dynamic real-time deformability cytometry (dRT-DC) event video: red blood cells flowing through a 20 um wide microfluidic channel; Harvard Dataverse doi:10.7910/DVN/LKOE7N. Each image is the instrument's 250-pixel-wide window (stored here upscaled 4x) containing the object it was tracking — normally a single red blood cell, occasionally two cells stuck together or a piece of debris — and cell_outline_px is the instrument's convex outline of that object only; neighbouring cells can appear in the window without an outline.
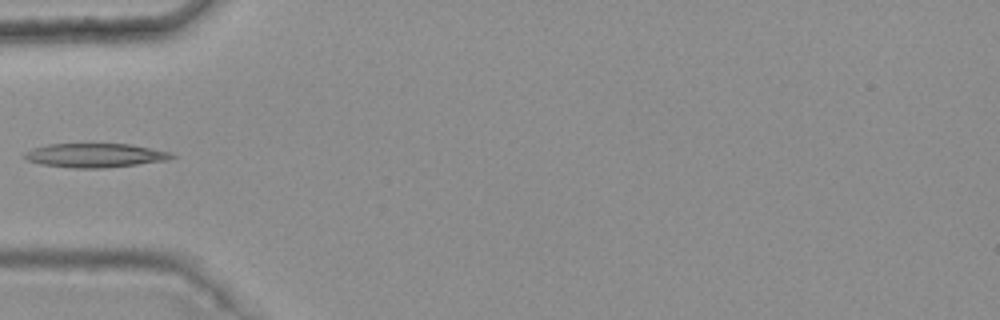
{"species": "common noctule bat (a hibernating species)", "species_latin": "Nyctalus noctula", "temperature_condition": "warm", "stored_images_in_passage": 5, "camera_frame_rate_fps": 3000, "um_per_image_px": 0.085, "animal": {"sex": "female", "body_mass_g": 25.1}, "frame": {"image": 1, "passage_image": 4, "time_ms": 1.0, "image_size_px": [1000, 320], "cell_outline_px": [[176, 156], [168, 160], [104, 168], [72, 168], [40, 164], [28, 160], [20, 156], [24, 152], [32, 148], [48, 144], [128, 144], [168, 152]], "centroid_in_image_um": [7.99, 13.21], "position_along_channel_um": 77.0, "area_um2": 20.46}}
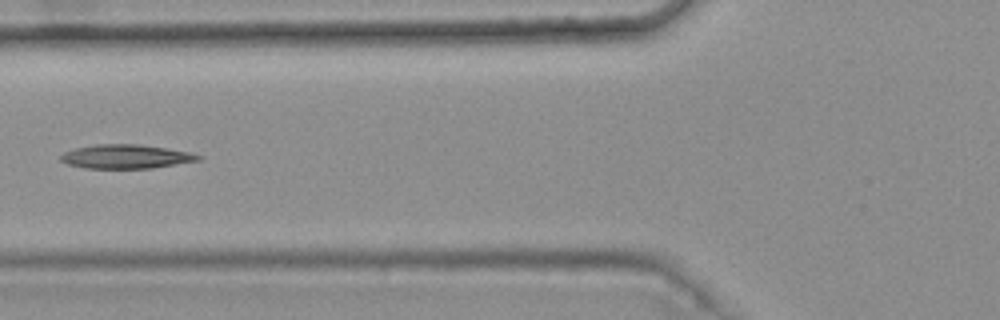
{"frame": {"image": 2, "passage_image": 5, "time_ms": 1.333, "image_size_px": [1000, 320], "cell_outline_px": [[204, 156], [200, 160], [152, 168], [88, 168], [68, 164], [60, 160], [60, 156], [64, 152], [76, 148], [96, 144], [136, 144], [164, 148], [188, 152]], "centroid_in_image_um": [10.7, 13.31], "position_along_channel_um": 115.1, "area_um2": 18.96}}